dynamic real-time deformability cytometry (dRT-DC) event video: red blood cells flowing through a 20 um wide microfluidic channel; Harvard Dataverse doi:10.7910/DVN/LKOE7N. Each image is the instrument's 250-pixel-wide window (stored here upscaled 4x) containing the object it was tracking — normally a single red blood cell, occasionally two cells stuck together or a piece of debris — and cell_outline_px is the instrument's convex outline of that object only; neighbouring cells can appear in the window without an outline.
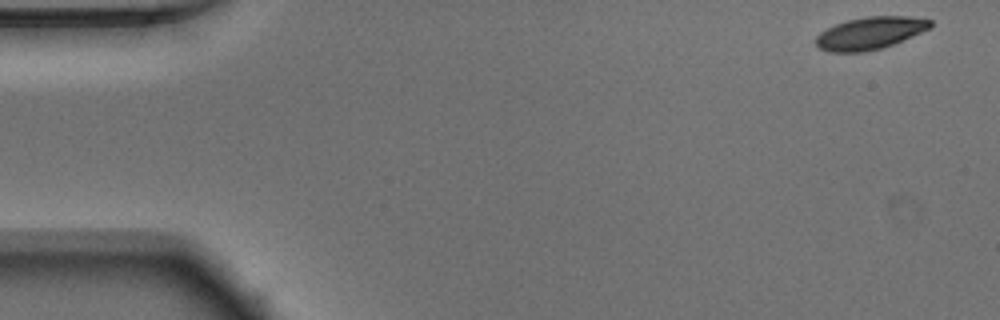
{"species": "Egyptian fruit bat (a non-hibernating species)", "species_latin": "Rousettus aegyptiacus", "temperature_condition": "warm", "stored_images_in_passage": 50, "camera_frame_rate_fps": 3000, "um_per_image_px": 0.085, "animal": {"sex": "male"}, "frame": {"image": 1, "passage_image": 1, "time_ms": 0.0, "image_size_px": [1000, 320], "cell_outline_px": [[932, 28], [892, 44], [880, 48], [864, 52], [828, 52], [820, 48], [816, 44], [816, 36], [820, 32], [836, 24], [848, 20], [868, 16], [912, 16], [932, 20]], "centroid_in_image_um": [73.97, 2.81], "position_along_channel_um": 11.0, "area_um2": 21.5}}
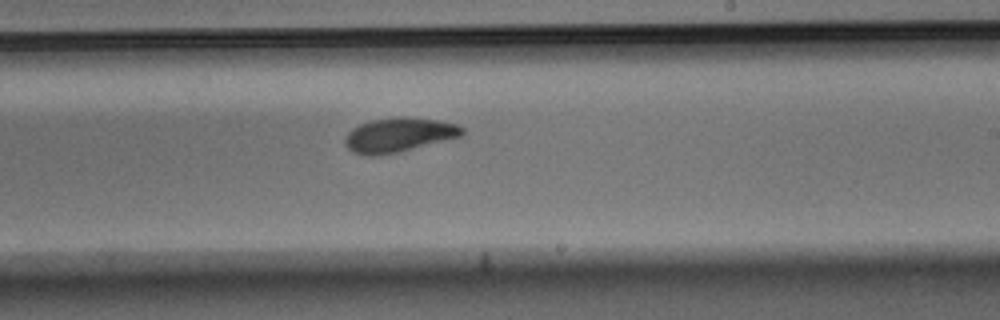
{"frame": {"image": 2, "passage_image": 29, "time_ms": 9.333, "image_size_px": [1000, 320], "cell_outline_px": [[464, 132], [460, 136], [396, 152], [376, 156], [368, 156], [352, 152], [344, 144], [344, 140], [348, 132], [352, 128], [360, 124], [372, 120], [404, 116], [436, 120], [456, 124], [464, 128]], "centroid_in_image_um": [33.84, 11.46], "position_along_channel_um": 255.2, "area_um2": 23.06}}
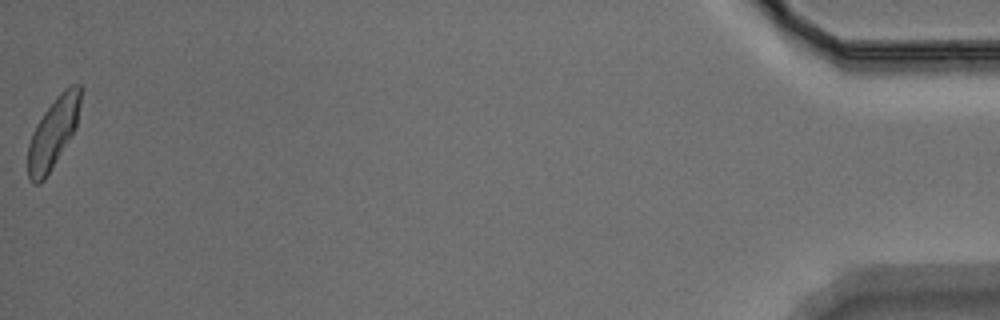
{"frame": {"image": 3, "passage_image": 50, "time_ms": 16.333, "image_size_px": [1000, 320], "cell_outline_px": [[80, 104], [76, 128], [72, 136], [44, 180], [40, 184], [32, 184], [28, 180], [28, 144], [32, 132], [36, 124], [44, 112], [56, 96], [64, 88], [72, 84], [80, 84]], "centroid_in_image_um": [4.5, 11.31], "position_along_channel_um": 430.7, "area_um2": 21.62}, "authors_computed_cell_mechanics": {"area_um2": 22.3975, "velocity_mm_per_s": 3.9141, "shape_relaxation_time_tau1_ms": 2.9082, "shape_relaxation_time_tau2_ms": 2.0561, "deformation_change_tau1": 0.1186, "deformation_change_tau2": 0.0818}}